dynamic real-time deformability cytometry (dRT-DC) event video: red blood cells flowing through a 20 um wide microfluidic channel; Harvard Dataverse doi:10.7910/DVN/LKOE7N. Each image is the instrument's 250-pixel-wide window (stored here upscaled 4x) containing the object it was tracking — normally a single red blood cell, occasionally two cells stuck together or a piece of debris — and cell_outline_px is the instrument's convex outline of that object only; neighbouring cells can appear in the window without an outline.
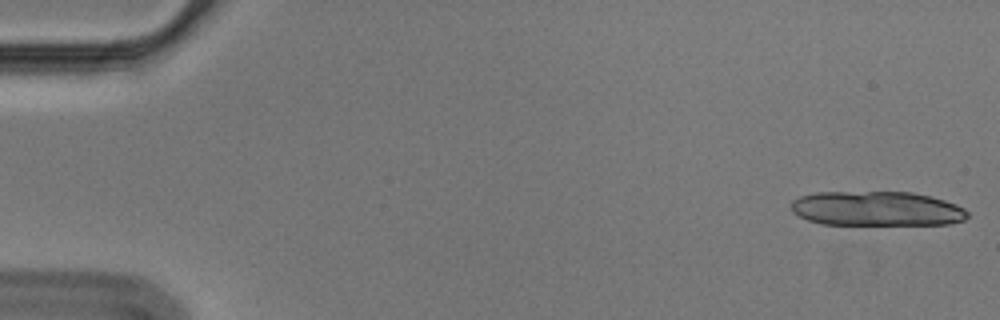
{"species": "Egyptian fruit bat (a non-hibernating species)", "species_latin": "Rousettus aegyptiacus", "temperature_condition": "cold", "stored_images_in_passage": 13, "camera_frame_rate_fps": 3000, "um_per_image_px": 0.085, "animal": {"sex": "male"}, "frame": {"image": 1, "passage_image": 1, "time_ms": 0.0, "image_size_px": [1000, 320], "cell_outline_px": [[968, 216], [964, 220], [948, 224], [820, 224], [808, 220], [792, 212], [788, 204], [792, 200], [800, 196], [816, 192], [912, 192], [932, 196], [956, 204], [964, 208], [968, 212]], "centroid_in_image_um": [74.49, 17.73], "position_along_channel_um": 10.5, "area_um2": 35.78}}